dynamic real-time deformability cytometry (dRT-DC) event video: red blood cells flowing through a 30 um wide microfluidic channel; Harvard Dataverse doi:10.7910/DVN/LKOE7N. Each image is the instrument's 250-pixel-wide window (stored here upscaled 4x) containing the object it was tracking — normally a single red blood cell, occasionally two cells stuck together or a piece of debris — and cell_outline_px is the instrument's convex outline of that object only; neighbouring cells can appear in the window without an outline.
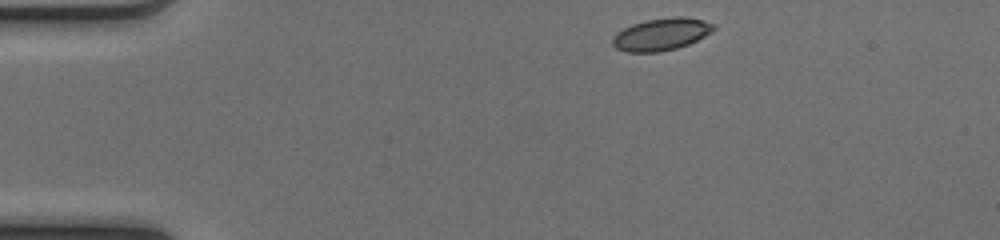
{"species": "common noctule bat (a hibernating species)", "species_latin": "Nyctalus noctula", "temperature_condition": "cold", "stored_images_in_passage": 36, "camera_frame_rate_fps": 3000, "um_per_image_px": 0.085, "animal": {"sex": "female", "body_mass_g": 17.0, "forearm_length_mm": 48.0}, "frame": {"image": 1, "passage_image": 1, "time_ms": 0.0, "image_size_px": [1000, 240], "cell_outline_px": [[716, 28], [712, 32], [688, 44], [676, 48], [660, 52], [624, 52], [616, 48], [612, 44], [612, 36], [616, 32], [632, 24], [644, 20], [676, 16], [680, 16], [700, 20], [716, 24]], "centroid_in_image_um": [56.18, 2.91], "position_along_channel_um": 28.8, "area_um2": 19.07}}
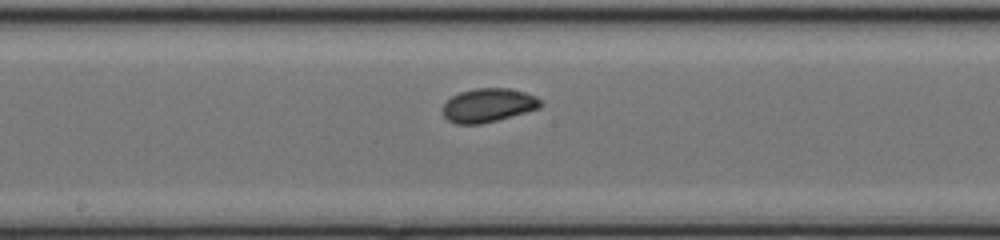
{"frame": {"image": 2, "passage_image": 19, "time_ms": 6.0, "image_size_px": [1000, 240], "cell_outline_px": [[544, 104], [540, 108], [496, 120], [480, 124], [456, 124], [448, 120], [444, 116], [440, 108], [452, 96], [460, 92], [476, 88], [508, 88], [524, 92], [536, 96]], "centroid_in_image_um": [41.48, 8.94], "position_along_channel_um": 206.7, "area_um2": 19.25}}
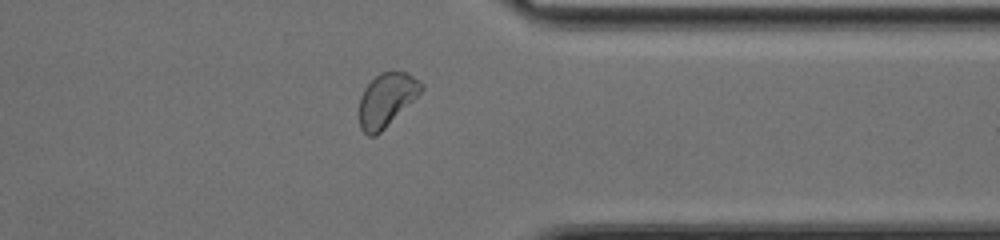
{"frame": {"image": 3, "passage_image": 32, "time_ms": 10.333, "image_size_px": [1000, 240], "cell_outline_px": [[424, 88], [376, 136], [368, 136], [360, 128], [360, 96], [364, 88], [380, 72], [408, 72], [420, 80], [424, 84]], "centroid_in_image_um": [32.85, 8.46], "position_along_channel_um": 378.6, "area_um2": 18.9}, "authors_computed_cell_mechanics": {"area_um2": 19.1607, "velocity_mm_per_s": 4.1021, "shape_relaxation_time_tau1_ms": 2.3908, "shape_relaxation_time_tau2_ms": 2.4117, "deformation_change_tau1": 0.0596, "deformation_change_tau2": 0.0509}}